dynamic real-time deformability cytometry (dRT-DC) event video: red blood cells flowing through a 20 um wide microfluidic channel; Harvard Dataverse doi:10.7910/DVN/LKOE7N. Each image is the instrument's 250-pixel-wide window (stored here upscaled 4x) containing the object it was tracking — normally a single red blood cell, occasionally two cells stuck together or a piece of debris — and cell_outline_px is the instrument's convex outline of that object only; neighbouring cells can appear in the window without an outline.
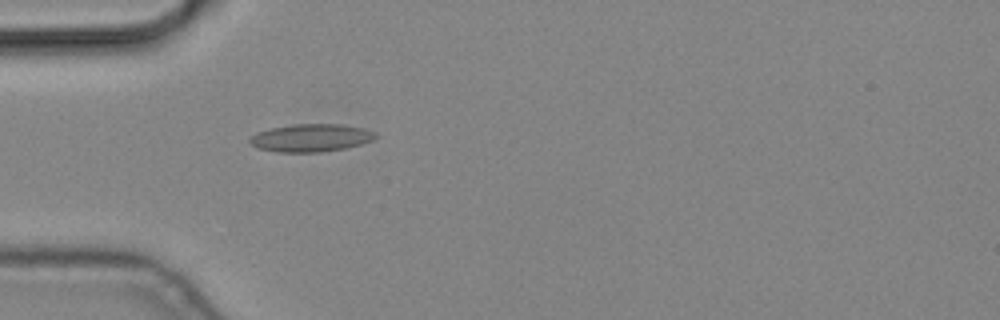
{"species": "common noctule bat (a hibernating species)", "species_latin": "Nyctalus noctula", "temperature_condition": "cold", "stored_images_in_passage": 5, "camera_frame_rate_fps": 3000, "um_per_image_px": 0.085, "animal": {"sex": "male", "body_mass_g": 19.2, "forearm_length_mm": 51.8}, "frame": {"image": 1, "passage_image": 5, "time_ms": 1.333, "image_size_px": [1000, 320], "cell_outline_px": [[376, 136], [372, 140], [360, 144], [344, 148], [320, 152], [276, 152], [256, 148], [248, 140], [256, 132], [272, 128], [292, 124], [344, 124], [364, 128], [376, 132]], "centroid_in_image_um": [26.42, 11.71], "position_along_channel_um": 58.6, "area_um2": 20.35}}